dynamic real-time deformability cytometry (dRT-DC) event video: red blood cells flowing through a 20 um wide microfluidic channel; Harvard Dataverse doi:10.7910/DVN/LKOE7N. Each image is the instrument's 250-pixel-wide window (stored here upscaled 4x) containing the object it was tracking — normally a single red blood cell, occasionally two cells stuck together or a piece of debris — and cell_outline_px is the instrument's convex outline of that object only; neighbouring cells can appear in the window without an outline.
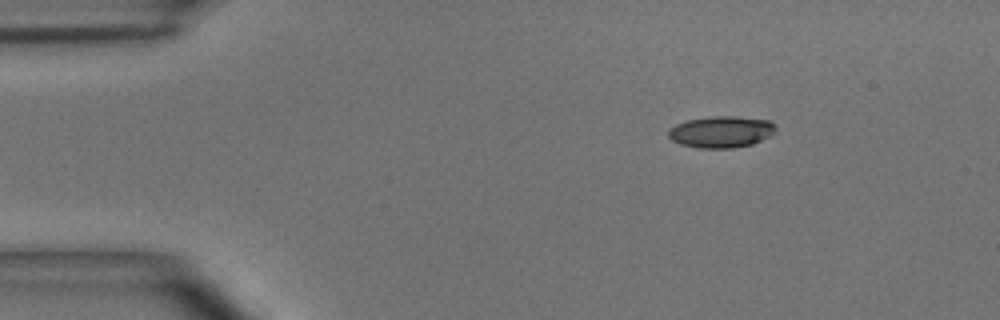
{"species": "common noctule bat (a hibernating species)", "species_latin": "Nyctalus noctula", "temperature_condition": "room temperature", "stored_images_in_passage": 44, "segment_of_instrument_passage": [1, 2], "camera_frame_rate_fps": 3000, "um_per_image_px": 0.085, "animal": {"sex": "male", "body_mass_g": 15.6}, "frame": {"image": 1, "passage_image": 1, "time_ms": 0.0, "image_size_px": [1000, 320], "cell_outline_px": [[776, 132], [772, 136], [752, 144], [732, 148], [700, 148], [680, 144], [672, 140], [668, 136], [668, 128], [676, 124], [688, 120], [712, 116], [736, 116], [772, 120], [776, 124]], "centroid_in_image_um": [61.35, 11.2], "position_along_channel_um": 23.6, "area_um2": 20.06}}
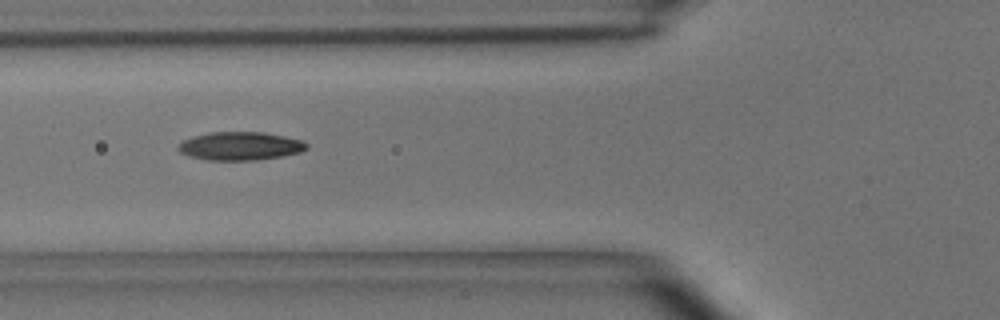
{"frame": {"image": 2, "passage_image": 12, "time_ms": 3.667, "image_size_px": [1000, 320], "cell_outline_px": [[308, 148], [300, 152], [284, 156], [256, 160], [208, 160], [188, 156], [180, 152], [176, 148], [184, 140], [192, 136], [208, 132], [264, 132], [284, 136], [300, 140], [308, 144]], "centroid_in_image_um": [20.41, 12.41], "position_along_channel_um": 105.4, "area_um2": 21.27}}
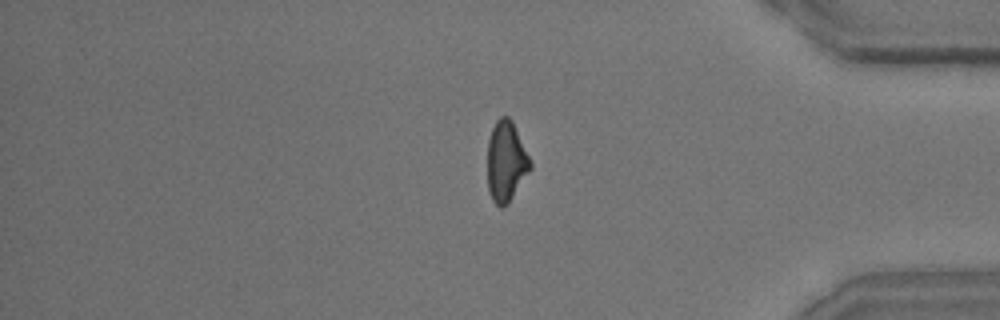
{"frame": {"image": 3, "passage_image": 35, "time_ms": 11.333, "image_size_px": [1000, 320], "cell_outline_px": [[532, 168], [512, 196], [500, 208], [492, 200], [488, 188], [488, 140], [492, 128], [496, 120], [500, 116], [508, 116], [512, 120], [532, 164]], "centroid_in_image_um": [43.01, 13.68], "position_along_channel_um": 392.2, "area_um2": 19.71}}